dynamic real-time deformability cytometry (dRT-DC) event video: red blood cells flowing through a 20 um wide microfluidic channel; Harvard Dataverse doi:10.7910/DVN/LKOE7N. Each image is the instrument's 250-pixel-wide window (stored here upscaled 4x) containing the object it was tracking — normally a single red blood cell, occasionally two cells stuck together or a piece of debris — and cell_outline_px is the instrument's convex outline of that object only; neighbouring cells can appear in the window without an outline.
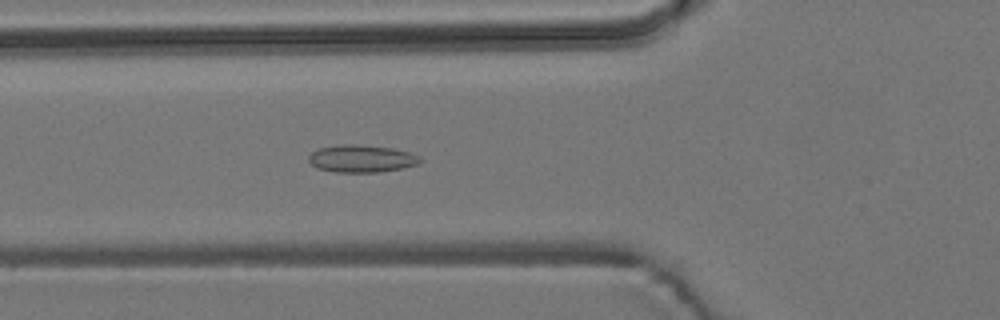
{"species": "common noctule bat (a hibernating species)", "species_latin": "Nyctalus noctula", "temperature_condition": "room temperature", "stored_images_in_passage": 4, "camera_frame_rate_fps": 3000, "um_per_image_px": 0.085, "animal": {"sex": "male", "body_mass_g": 19.2, "forearm_length_mm": 51.8}, "frame": {"image": 1, "passage_image": 4, "time_ms": 5.333, "image_size_px": [1000, 320], "cell_outline_px": [[424, 160], [416, 164], [400, 168], [380, 172], [336, 172], [316, 168], [308, 160], [308, 156], [312, 152], [320, 148], [340, 144], [356, 144], [392, 148], [408, 152], [420, 156]], "centroid_in_image_um": [30.72, 13.48], "position_along_channel_um": 95.1, "area_um2": 17.74}}